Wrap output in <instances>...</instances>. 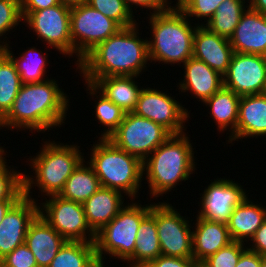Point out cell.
Returning a JSON list of instances; mask_svg holds the SVG:
<instances>
[{
	"label": "cell",
	"mask_w": 266,
	"mask_h": 267,
	"mask_svg": "<svg viewBox=\"0 0 266 267\" xmlns=\"http://www.w3.org/2000/svg\"><path fill=\"white\" fill-rule=\"evenodd\" d=\"M240 98L241 96L222 86L212 97L203 103L210 110L208 114L213 119L211 121H214L213 123L217 125V131L220 133L229 132L227 138H230L236 131Z\"/></svg>",
	"instance_id": "cell-26"
},
{
	"label": "cell",
	"mask_w": 266,
	"mask_h": 267,
	"mask_svg": "<svg viewBox=\"0 0 266 267\" xmlns=\"http://www.w3.org/2000/svg\"><path fill=\"white\" fill-rule=\"evenodd\" d=\"M6 153L0 157V201H18L24 195L23 172L7 164Z\"/></svg>",
	"instance_id": "cell-34"
},
{
	"label": "cell",
	"mask_w": 266,
	"mask_h": 267,
	"mask_svg": "<svg viewBox=\"0 0 266 267\" xmlns=\"http://www.w3.org/2000/svg\"><path fill=\"white\" fill-rule=\"evenodd\" d=\"M122 27L113 19L103 15L89 4L72 7L70 29L72 40V58L77 65L99 43L116 34ZM74 56V57H73Z\"/></svg>",
	"instance_id": "cell-8"
},
{
	"label": "cell",
	"mask_w": 266,
	"mask_h": 267,
	"mask_svg": "<svg viewBox=\"0 0 266 267\" xmlns=\"http://www.w3.org/2000/svg\"><path fill=\"white\" fill-rule=\"evenodd\" d=\"M246 246L249 250L258 253L261 256H266V220L257 229Z\"/></svg>",
	"instance_id": "cell-42"
},
{
	"label": "cell",
	"mask_w": 266,
	"mask_h": 267,
	"mask_svg": "<svg viewBox=\"0 0 266 267\" xmlns=\"http://www.w3.org/2000/svg\"><path fill=\"white\" fill-rule=\"evenodd\" d=\"M38 201L22 196L0 223V260L25 243L29 224L38 215Z\"/></svg>",
	"instance_id": "cell-16"
},
{
	"label": "cell",
	"mask_w": 266,
	"mask_h": 267,
	"mask_svg": "<svg viewBox=\"0 0 266 267\" xmlns=\"http://www.w3.org/2000/svg\"><path fill=\"white\" fill-rule=\"evenodd\" d=\"M60 4L59 0H21V13L30 14Z\"/></svg>",
	"instance_id": "cell-43"
},
{
	"label": "cell",
	"mask_w": 266,
	"mask_h": 267,
	"mask_svg": "<svg viewBox=\"0 0 266 267\" xmlns=\"http://www.w3.org/2000/svg\"><path fill=\"white\" fill-rule=\"evenodd\" d=\"M48 267H102L95 242L66 241Z\"/></svg>",
	"instance_id": "cell-30"
},
{
	"label": "cell",
	"mask_w": 266,
	"mask_h": 267,
	"mask_svg": "<svg viewBox=\"0 0 266 267\" xmlns=\"http://www.w3.org/2000/svg\"><path fill=\"white\" fill-rule=\"evenodd\" d=\"M17 201H0V223L3 220L5 214Z\"/></svg>",
	"instance_id": "cell-46"
},
{
	"label": "cell",
	"mask_w": 266,
	"mask_h": 267,
	"mask_svg": "<svg viewBox=\"0 0 266 267\" xmlns=\"http://www.w3.org/2000/svg\"><path fill=\"white\" fill-rule=\"evenodd\" d=\"M249 8L266 15V0H248Z\"/></svg>",
	"instance_id": "cell-45"
},
{
	"label": "cell",
	"mask_w": 266,
	"mask_h": 267,
	"mask_svg": "<svg viewBox=\"0 0 266 267\" xmlns=\"http://www.w3.org/2000/svg\"><path fill=\"white\" fill-rule=\"evenodd\" d=\"M229 42L236 53L266 57V15L248 7L242 14Z\"/></svg>",
	"instance_id": "cell-20"
},
{
	"label": "cell",
	"mask_w": 266,
	"mask_h": 267,
	"mask_svg": "<svg viewBox=\"0 0 266 267\" xmlns=\"http://www.w3.org/2000/svg\"><path fill=\"white\" fill-rule=\"evenodd\" d=\"M261 267H266V256H261Z\"/></svg>",
	"instance_id": "cell-49"
},
{
	"label": "cell",
	"mask_w": 266,
	"mask_h": 267,
	"mask_svg": "<svg viewBox=\"0 0 266 267\" xmlns=\"http://www.w3.org/2000/svg\"><path fill=\"white\" fill-rule=\"evenodd\" d=\"M181 66L184 69V77L176 84L178 92H187L186 95L189 92L198 102L201 101L200 103H204L223 86V76L201 60L191 57Z\"/></svg>",
	"instance_id": "cell-18"
},
{
	"label": "cell",
	"mask_w": 266,
	"mask_h": 267,
	"mask_svg": "<svg viewBox=\"0 0 266 267\" xmlns=\"http://www.w3.org/2000/svg\"><path fill=\"white\" fill-rule=\"evenodd\" d=\"M86 90L89 91L86 93L90 95L93 100H95L93 107L95 108L94 114L98 124L102 125L103 131L97 138L108 139L110 135L119 127L122 123L125 112L118 107L115 103H113L110 99H108L105 95H103L92 83L85 81ZM95 97V99H94Z\"/></svg>",
	"instance_id": "cell-31"
},
{
	"label": "cell",
	"mask_w": 266,
	"mask_h": 267,
	"mask_svg": "<svg viewBox=\"0 0 266 267\" xmlns=\"http://www.w3.org/2000/svg\"><path fill=\"white\" fill-rule=\"evenodd\" d=\"M144 267H199V264L193 258L160 255Z\"/></svg>",
	"instance_id": "cell-41"
},
{
	"label": "cell",
	"mask_w": 266,
	"mask_h": 267,
	"mask_svg": "<svg viewBox=\"0 0 266 267\" xmlns=\"http://www.w3.org/2000/svg\"><path fill=\"white\" fill-rule=\"evenodd\" d=\"M223 86L239 96L262 94L266 87V57L234 52Z\"/></svg>",
	"instance_id": "cell-15"
},
{
	"label": "cell",
	"mask_w": 266,
	"mask_h": 267,
	"mask_svg": "<svg viewBox=\"0 0 266 267\" xmlns=\"http://www.w3.org/2000/svg\"><path fill=\"white\" fill-rule=\"evenodd\" d=\"M200 194L197 215L210 221L227 223L234 208L241 204L247 197L248 191L244 186L229 178H216L210 180Z\"/></svg>",
	"instance_id": "cell-14"
},
{
	"label": "cell",
	"mask_w": 266,
	"mask_h": 267,
	"mask_svg": "<svg viewBox=\"0 0 266 267\" xmlns=\"http://www.w3.org/2000/svg\"><path fill=\"white\" fill-rule=\"evenodd\" d=\"M246 248L245 243L233 241L203 260L199 267H236L241 253Z\"/></svg>",
	"instance_id": "cell-38"
},
{
	"label": "cell",
	"mask_w": 266,
	"mask_h": 267,
	"mask_svg": "<svg viewBox=\"0 0 266 267\" xmlns=\"http://www.w3.org/2000/svg\"><path fill=\"white\" fill-rule=\"evenodd\" d=\"M250 197L234 208L226 223L233 241L247 244L266 220V206Z\"/></svg>",
	"instance_id": "cell-25"
},
{
	"label": "cell",
	"mask_w": 266,
	"mask_h": 267,
	"mask_svg": "<svg viewBox=\"0 0 266 267\" xmlns=\"http://www.w3.org/2000/svg\"><path fill=\"white\" fill-rule=\"evenodd\" d=\"M22 22L21 0H0V49L11 44L6 35Z\"/></svg>",
	"instance_id": "cell-36"
},
{
	"label": "cell",
	"mask_w": 266,
	"mask_h": 267,
	"mask_svg": "<svg viewBox=\"0 0 266 267\" xmlns=\"http://www.w3.org/2000/svg\"><path fill=\"white\" fill-rule=\"evenodd\" d=\"M3 147L4 146H1V144H0V157L6 152Z\"/></svg>",
	"instance_id": "cell-50"
},
{
	"label": "cell",
	"mask_w": 266,
	"mask_h": 267,
	"mask_svg": "<svg viewBox=\"0 0 266 267\" xmlns=\"http://www.w3.org/2000/svg\"><path fill=\"white\" fill-rule=\"evenodd\" d=\"M139 26L137 23L121 28L116 34L99 43L77 65L76 73L78 71L83 78L138 77L148 71V38L139 36L142 35Z\"/></svg>",
	"instance_id": "cell-2"
},
{
	"label": "cell",
	"mask_w": 266,
	"mask_h": 267,
	"mask_svg": "<svg viewBox=\"0 0 266 267\" xmlns=\"http://www.w3.org/2000/svg\"><path fill=\"white\" fill-rule=\"evenodd\" d=\"M1 261L8 267H38L33 253L25 243L16 247Z\"/></svg>",
	"instance_id": "cell-39"
},
{
	"label": "cell",
	"mask_w": 266,
	"mask_h": 267,
	"mask_svg": "<svg viewBox=\"0 0 266 267\" xmlns=\"http://www.w3.org/2000/svg\"><path fill=\"white\" fill-rule=\"evenodd\" d=\"M71 8L58 4L56 6L22 14L23 25L33 31L37 41L40 39L49 49H56L65 58L72 57V40L70 29Z\"/></svg>",
	"instance_id": "cell-12"
},
{
	"label": "cell",
	"mask_w": 266,
	"mask_h": 267,
	"mask_svg": "<svg viewBox=\"0 0 266 267\" xmlns=\"http://www.w3.org/2000/svg\"><path fill=\"white\" fill-rule=\"evenodd\" d=\"M91 145L87 163L93 168L101 187L115 189L126 199H139L143 162L115 146L109 139L98 138Z\"/></svg>",
	"instance_id": "cell-6"
},
{
	"label": "cell",
	"mask_w": 266,
	"mask_h": 267,
	"mask_svg": "<svg viewBox=\"0 0 266 267\" xmlns=\"http://www.w3.org/2000/svg\"><path fill=\"white\" fill-rule=\"evenodd\" d=\"M127 7L132 11V13H136L138 7L141 9H147L146 11L149 13L143 14H154L156 12H161L169 9L172 6V3L175 1L172 0H124ZM136 8L134 10V8ZM134 11V12H133Z\"/></svg>",
	"instance_id": "cell-40"
},
{
	"label": "cell",
	"mask_w": 266,
	"mask_h": 267,
	"mask_svg": "<svg viewBox=\"0 0 266 267\" xmlns=\"http://www.w3.org/2000/svg\"><path fill=\"white\" fill-rule=\"evenodd\" d=\"M22 86L12 59L0 49V113L5 116Z\"/></svg>",
	"instance_id": "cell-33"
},
{
	"label": "cell",
	"mask_w": 266,
	"mask_h": 267,
	"mask_svg": "<svg viewBox=\"0 0 266 267\" xmlns=\"http://www.w3.org/2000/svg\"><path fill=\"white\" fill-rule=\"evenodd\" d=\"M128 200L119 213L96 233V255L102 267L108 259L125 261L135 250L137 231L141 221L150 213V203L141 205V200Z\"/></svg>",
	"instance_id": "cell-7"
},
{
	"label": "cell",
	"mask_w": 266,
	"mask_h": 267,
	"mask_svg": "<svg viewBox=\"0 0 266 267\" xmlns=\"http://www.w3.org/2000/svg\"><path fill=\"white\" fill-rule=\"evenodd\" d=\"M0 267H8L0 260Z\"/></svg>",
	"instance_id": "cell-51"
},
{
	"label": "cell",
	"mask_w": 266,
	"mask_h": 267,
	"mask_svg": "<svg viewBox=\"0 0 266 267\" xmlns=\"http://www.w3.org/2000/svg\"><path fill=\"white\" fill-rule=\"evenodd\" d=\"M139 76H108L102 78H83L82 81L92 83L103 95L120 107L125 113L136 108L142 86L137 80Z\"/></svg>",
	"instance_id": "cell-24"
},
{
	"label": "cell",
	"mask_w": 266,
	"mask_h": 267,
	"mask_svg": "<svg viewBox=\"0 0 266 267\" xmlns=\"http://www.w3.org/2000/svg\"><path fill=\"white\" fill-rule=\"evenodd\" d=\"M234 50L229 39L211 32L204 25L197 26L193 40V57L206 63L224 76L227 73Z\"/></svg>",
	"instance_id": "cell-17"
},
{
	"label": "cell",
	"mask_w": 266,
	"mask_h": 267,
	"mask_svg": "<svg viewBox=\"0 0 266 267\" xmlns=\"http://www.w3.org/2000/svg\"><path fill=\"white\" fill-rule=\"evenodd\" d=\"M170 135L171 133L162 125L128 112L108 139L121 150L143 162Z\"/></svg>",
	"instance_id": "cell-10"
},
{
	"label": "cell",
	"mask_w": 266,
	"mask_h": 267,
	"mask_svg": "<svg viewBox=\"0 0 266 267\" xmlns=\"http://www.w3.org/2000/svg\"><path fill=\"white\" fill-rule=\"evenodd\" d=\"M6 129L5 121H4V116L0 113V130L1 129Z\"/></svg>",
	"instance_id": "cell-48"
},
{
	"label": "cell",
	"mask_w": 266,
	"mask_h": 267,
	"mask_svg": "<svg viewBox=\"0 0 266 267\" xmlns=\"http://www.w3.org/2000/svg\"><path fill=\"white\" fill-rule=\"evenodd\" d=\"M188 133L171 134L143 161V179L153 200L172 192L197 170L195 148ZM196 161V162H195ZM146 176V177H145Z\"/></svg>",
	"instance_id": "cell-3"
},
{
	"label": "cell",
	"mask_w": 266,
	"mask_h": 267,
	"mask_svg": "<svg viewBox=\"0 0 266 267\" xmlns=\"http://www.w3.org/2000/svg\"><path fill=\"white\" fill-rule=\"evenodd\" d=\"M58 83L50 76L41 83L22 84L11 109L4 116L6 129L29 130L33 136V132L46 133L66 124L67 114H71L68 113L71 97Z\"/></svg>",
	"instance_id": "cell-1"
},
{
	"label": "cell",
	"mask_w": 266,
	"mask_h": 267,
	"mask_svg": "<svg viewBox=\"0 0 266 267\" xmlns=\"http://www.w3.org/2000/svg\"><path fill=\"white\" fill-rule=\"evenodd\" d=\"M100 187V181L93 168L84 160L66 180L59 196L83 204Z\"/></svg>",
	"instance_id": "cell-29"
},
{
	"label": "cell",
	"mask_w": 266,
	"mask_h": 267,
	"mask_svg": "<svg viewBox=\"0 0 266 267\" xmlns=\"http://www.w3.org/2000/svg\"><path fill=\"white\" fill-rule=\"evenodd\" d=\"M160 255L162 253L157 235L156 220L149 213L140 223L135 241V250L125 261L126 267H144Z\"/></svg>",
	"instance_id": "cell-28"
},
{
	"label": "cell",
	"mask_w": 266,
	"mask_h": 267,
	"mask_svg": "<svg viewBox=\"0 0 266 267\" xmlns=\"http://www.w3.org/2000/svg\"><path fill=\"white\" fill-rule=\"evenodd\" d=\"M124 197L118 190L100 187L83 203L87 222L95 233L107 225L126 205Z\"/></svg>",
	"instance_id": "cell-23"
},
{
	"label": "cell",
	"mask_w": 266,
	"mask_h": 267,
	"mask_svg": "<svg viewBox=\"0 0 266 267\" xmlns=\"http://www.w3.org/2000/svg\"><path fill=\"white\" fill-rule=\"evenodd\" d=\"M147 19L151 29L147 40L150 63L180 67L193 57V40L198 25L191 22L175 2L165 11L147 14Z\"/></svg>",
	"instance_id": "cell-5"
},
{
	"label": "cell",
	"mask_w": 266,
	"mask_h": 267,
	"mask_svg": "<svg viewBox=\"0 0 266 267\" xmlns=\"http://www.w3.org/2000/svg\"><path fill=\"white\" fill-rule=\"evenodd\" d=\"M248 7V0H224L204 26L211 32L230 39Z\"/></svg>",
	"instance_id": "cell-32"
},
{
	"label": "cell",
	"mask_w": 266,
	"mask_h": 267,
	"mask_svg": "<svg viewBox=\"0 0 266 267\" xmlns=\"http://www.w3.org/2000/svg\"><path fill=\"white\" fill-rule=\"evenodd\" d=\"M176 1V0H175ZM224 0H177L176 5L186 14V16L193 22L199 25H205L214 15L217 7ZM193 18V19H191ZM204 20L201 23L200 20Z\"/></svg>",
	"instance_id": "cell-37"
},
{
	"label": "cell",
	"mask_w": 266,
	"mask_h": 267,
	"mask_svg": "<svg viewBox=\"0 0 266 267\" xmlns=\"http://www.w3.org/2000/svg\"><path fill=\"white\" fill-rule=\"evenodd\" d=\"M87 4L116 21L122 28L139 23L124 0H88Z\"/></svg>",
	"instance_id": "cell-35"
},
{
	"label": "cell",
	"mask_w": 266,
	"mask_h": 267,
	"mask_svg": "<svg viewBox=\"0 0 266 267\" xmlns=\"http://www.w3.org/2000/svg\"><path fill=\"white\" fill-rule=\"evenodd\" d=\"M264 138L266 140V95L253 94L241 96L239 101L238 121L235 133L226 139V144H233L239 139Z\"/></svg>",
	"instance_id": "cell-19"
},
{
	"label": "cell",
	"mask_w": 266,
	"mask_h": 267,
	"mask_svg": "<svg viewBox=\"0 0 266 267\" xmlns=\"http://www.w3.org/2000/svg\"><path fill=\"white\" fill-rule=\"evenodd\" d=\"M236 267H261V255L246 248L241 253Z\"/></svg>",
	"instance_id": "cell-44"
},
{
	"label": "cell",
	"mask_w": 266,
	"mask_h": 267,
	"mask_svg": "<svg viewBox=\"0 0 266 267\" xmlns=\"http://www.w3.org/2000/svg\"><path fill=\"white\" fill-rule=\"evenodd\" d=\"M61 4L69 8L86 4L88 0H59Z\"/></svg>",
	"instance_id": "cell-47"
},
{
	"label": "cell",
	"mask_w": 266,
	"mask_h": 267,
	"mask_svg": "<svg viewBox=\"0 0 266 267\" xmlns=\"http://www.w3.org/2000/svg\"><path fill=\"white\" fill-rule=\"evenodd\" d=\"M65 242L39 214L29 224L25 245L33 253L38 267H48Z\"/></svg>",
	"instance_id": "cell-22"
},
{
	"label": "cell",
	"mask_w": 266,
	"mask_h": 267,
	"mask_svg": "<svg viewBox=\"0 0 266 267\" xmlns=\"http://www.w3.org/2000/svg\"><path fill=\"white\" fill-rule=\"evenodd\" d=\"M195 217L192 224L195 225L192 227L193 259L200 264L233 240L226 223Z\"/></svg>",
	"instance_id": "cell-21"
},
{
	"label": "cell",
	"mask_w": 266,
	"mask_h": 267,
	"mask_svg": "<svg viewBox=\"0 0 266 267\" xmlns=\"http://www.w3.org/2000/svg\"><path fill=\"white\" fill-rule=\"evenodd\" d=\"M44 199L38 204V214L66 241L95 242L96 233L87 222L83 204L59 195Z\"/></svg>",
	"instance_id": "cell-11"
},
{
	"label": "cell",
	"mask_w": 266,
	"mask_h": 267,
	"mask_svg": "<svg viewBox=\"0 0 266 267\" xmlns=\"http://www.w3.org/2000/svg\"><path fill=\"white\" fill-rule=\"evenodd\" d=\"M167 92L143 86L133 113L162 125L171 134L185 133L190 111Z\"/></svg>",
	"instance_id": "cell-13"
},
{
	"label": "cell",
	"mask_w": 266,
	"mask_h": 267,
	"mask_svg": "<svg viewBox=\"0 0 266 267\" xmlns=\"http://www.w3.org/2000/svg\"><path fill=\"white\" fill-rule=\"evenodd\" d=\"M55 141H52V139L44 140L41 143V150L35 153V156L27 158L29 161H27V164H29L32 171H29L30 175L26 171L23 172V192L24 196L35 201L40 200H37L33 197L35 195H32V188L36 190L34 186H37L40 191L39 194L43 198L44 196L59 195L64 189L66 180L88 157L83 156L84 153L81 152L82 150H80V146L76 142L75 144L72 142L69 145L68 143L64 144Z\"/></svg>",
	"instance_id": "cell-4"
},
{
	"label": "cell",
	"mask_w": 266,
	"mask_h": 267,
	"mask_svg": "<svg viewBox=\"0 0 266 267\" xmlns=\"http://www.w3.org/2000/svg\"><path fill=\"white\" fill-rule=\"evenodd\" d=\"M12 46H5L2 50L12 59L16 70L20 76L22 84L27 83H41L49 79L47 74V66L50 64L48 59L49 53L41 51L40 49L28 47L17 57L12 51ZM38 49V50H37ZM40 50V51H39Z\"/></svg>",
	"instance_id": "cell-27"
},
{
	"label": "cell",
	"mask_w": 266,
	"mask_h": 267,
	"mask_svg": "<svg viewBox=\"0 0 266 267\" xmlns=\"http://www.w3.org/2000/svg\"><path fill=\"white\" fill-rule=\"evenodd\" d=\"M174 206V207H173ZM164 201L150 202V214L156 220L161 253L164 256L193 258L192 222L181 215L175 205ZM189 218V219H188Z\"/></svg>",
	"instance_id": "cell-9"
}]
</instances>
